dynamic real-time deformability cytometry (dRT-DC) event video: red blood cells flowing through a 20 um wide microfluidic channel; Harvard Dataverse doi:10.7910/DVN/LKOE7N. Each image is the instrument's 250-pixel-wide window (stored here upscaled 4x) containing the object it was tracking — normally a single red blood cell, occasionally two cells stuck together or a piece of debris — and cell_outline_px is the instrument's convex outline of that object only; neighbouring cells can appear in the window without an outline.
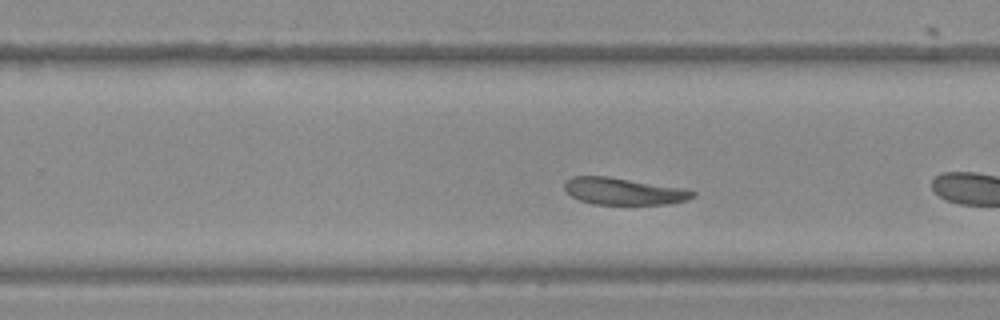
{"species": "Egyptian fruit bat (a non-hibernating species)", "species_latin": "Rousettus aegyptiacus", "temperature_condition": "warm", "stored_images_in_passage": 38, "camera_frame_rate_fps": 3000, "um_per_image_px": 0.085, "frame": {"image": 1, "passage_image": 17, "time_ms": 5.333, "image_size_px": [1000, 320], "cell_outline_px": [[696, 196], [688, 200], [668, 204], [592, 204], [580, 200], [572, 196], [564, 188], [564, 180], [572, 176], [608, 176], [684, 188], [696, 192]], "centroid_in_image_um": [53.02, 16.25], "position_along_channel_um": 276.8, "area_um2": 20.23}, "authors_computed_cell_mechanics": {"area_um2": 21.2993, "velocity_mm_per_s": 3.7458, "shape_relaxation_time_tau1_ms": 3.2452, "shape_relaxation_time_tau2_ms": 5.1246, "deformation_change_tau1": 0.0979, "deformation_change_tau2": 0.0927}}